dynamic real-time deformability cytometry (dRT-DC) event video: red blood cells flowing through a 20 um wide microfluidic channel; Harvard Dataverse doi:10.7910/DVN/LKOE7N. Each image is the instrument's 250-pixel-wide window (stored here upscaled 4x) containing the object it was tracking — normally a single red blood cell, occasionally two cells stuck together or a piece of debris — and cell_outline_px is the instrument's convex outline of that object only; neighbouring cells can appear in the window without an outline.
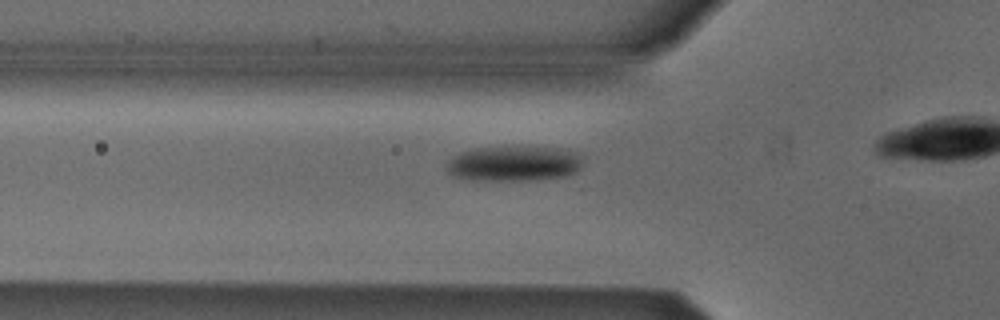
{"species": "Egyptian fruit bat (a non-hibernating species)", "species_latin": "Rousettus aegyptiacus", "temperature_condition": "cold", "stored_images_in_passage": 28, "camera_frame_rate_fps": 3000, "um_per_image_px": 0.085, "animal": {"sex": "male"}, "frame": {"image": 1, "passage_image": 13, "time_ms": 4.0, "image_size_px": [1000, 320], "cell_outline_px": [[584, 160], [580, 168], [576, 172], [568, 176], [536, 180], [472, 180], [452, 176], [448, 172], [444, 164], [452, 156], [460, 152], [476, 148], [560, 148], [572, 152], [580, 156]], "centroid_in_image_um": [43.65, 13.93], "position_along_channel_um": 82.1, "area_um2": 27.92}}
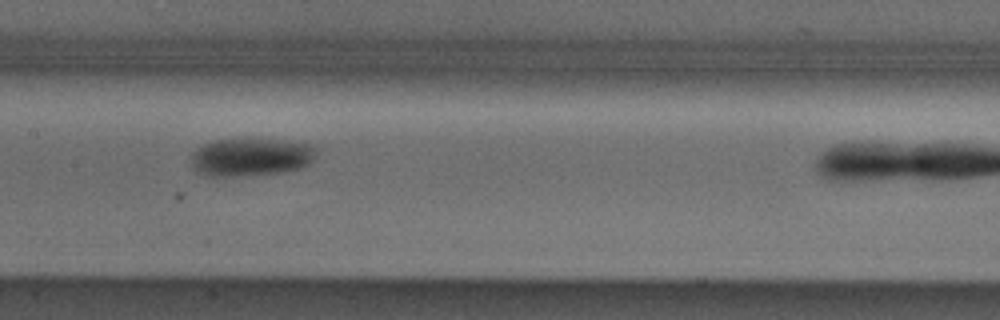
{"frame": {"image": 2, "passage_image": 21, "time_ms": 6.667, "image_size_px": [1000, 320], "cell_outline_px": [[316, 152], [312, 160], [308, 164], [300, 168], [280, 172], [232, 176], [208, 176], [200, 172], [192, 164], [192, 152], [196, 148], [212, 140], [236, 136], [276, 140], [312, 144], [316, 148]], "centroid_in_image_um": [21.3, 13.29], "position_along_channel_um": 186.1, "area_um2": 28.03}}
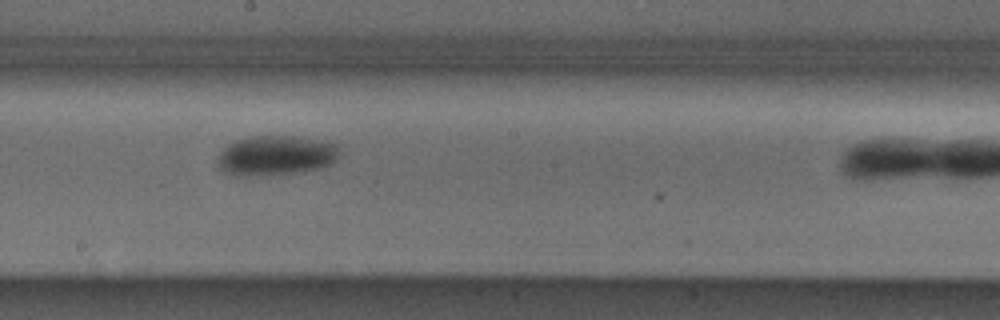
{"frame": {"image": 3, "passage_image": 24, "time_ms": 7.667, "image_size_px": [1000, 320], "cell_outline_px": [[340, 152], [336, 160], [328, 164], [304, 172], [244, 176], [224, 172], [220, 168], [216, 160], [220, 152], [228, 144], [236, 140], [252, 136], [296, 136], [340, 144]], "centroid_in_image_um": [23.46, 13.2], "position_along_channel_um": 224.7, "area_um2": 28.26}}